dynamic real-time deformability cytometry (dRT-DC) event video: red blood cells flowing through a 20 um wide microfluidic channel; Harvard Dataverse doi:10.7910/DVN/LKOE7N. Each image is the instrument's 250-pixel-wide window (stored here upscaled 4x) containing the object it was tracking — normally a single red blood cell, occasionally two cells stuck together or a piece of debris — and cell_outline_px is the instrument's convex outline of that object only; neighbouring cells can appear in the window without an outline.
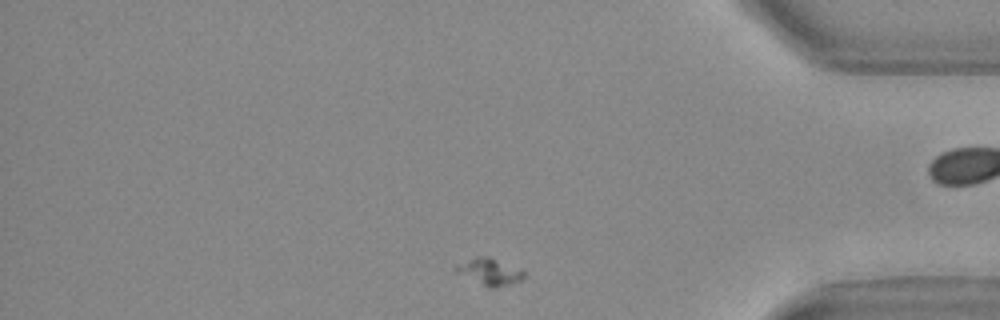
{"species": "Egyptian fruit bat (a non-hibernating species)", "species_latin": "Rousettus aegyptiacus", "temperature_condition": "warm", "stored_images_in_passage": 51, "segment_of_instrument_passage": [2, 2], "camera_frame_rate_fps": 3000, "um_per_image_px": 0.085, "animal": {"sex": "female"}, "frame": {"image": 1, "passage_image": 41, "time_ms": 13.333, "image_size_px": [1000, 320], "cell_outline_px": [[524, 276], [520, 280], [496, 288], [488, 288], [456, 272], [452, 268], [452, 264], [476, 256], [488, 256], [524, 272]], "centroid_in_image_um": [41.48, 23.09], "position_along_channel_um": 393.7, "area_um2": 10.52}}